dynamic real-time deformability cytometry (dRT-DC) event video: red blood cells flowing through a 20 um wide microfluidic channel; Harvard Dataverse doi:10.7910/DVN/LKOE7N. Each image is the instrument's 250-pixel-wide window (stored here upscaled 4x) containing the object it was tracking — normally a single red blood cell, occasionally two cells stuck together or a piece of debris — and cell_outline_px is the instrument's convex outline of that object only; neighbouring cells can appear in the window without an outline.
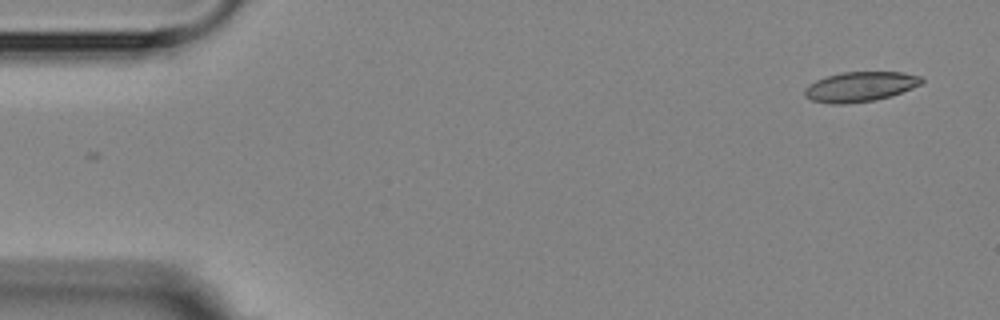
{"species": "Egyptian fruit bat (a non-hibernating species)", "species_latin": "Rousettus aegyptiacus", "temperature_condition": "room temperature", "stored_images_in_passage": 4, "camera_frame_rate_fps": 3000, "um_per_image_px": 0.085, "animal": {"sex": "female"}, "frame": {"image": 1, "passage_image": 1, "time_ms": 0.0, "image_size_px": [1000, 320], "cell_outline_px": [[924, 80], [920, 84], [912, 88], [892, 96], [876, 100], [844, 104], [832, 104], [812, 100], [804, 96], [804, 88], [808, 84], [816, 80], [840, 72], [904, 72], [920, 76]], "centroid_in_image_um": [73.1, 7.37], "position_along_channel_um": 11.9, "area_um2": 20.46}}
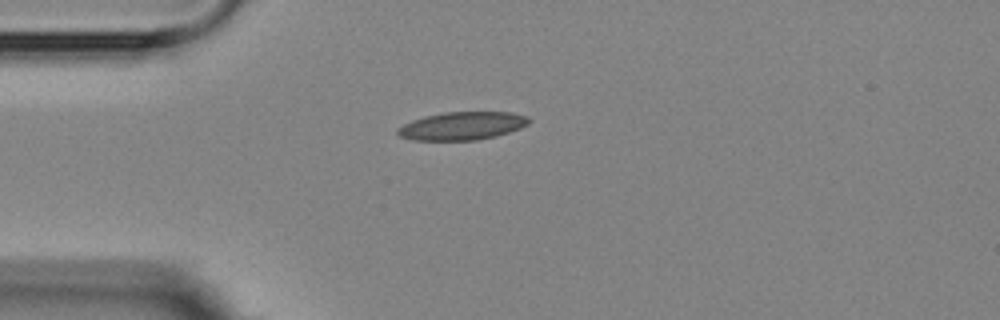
{"frame": {"image": 2, "passage_image": 4, "time_ms": 3.667, "image_size_px": [1000, 320], "cell_outline_px": [[532, 120], [528, 124], [520, 128], [496, 136], [476, 140], [412, 140], [400, 136], [396, 132], [396, 128], [412, 120], [424, 116], [444, 112], [512, 112], [528, 116]], "centroid_in_image_um": [39.29, 10.69], "position_along_channel_um": 45.7, "area_um2": 21.56}}